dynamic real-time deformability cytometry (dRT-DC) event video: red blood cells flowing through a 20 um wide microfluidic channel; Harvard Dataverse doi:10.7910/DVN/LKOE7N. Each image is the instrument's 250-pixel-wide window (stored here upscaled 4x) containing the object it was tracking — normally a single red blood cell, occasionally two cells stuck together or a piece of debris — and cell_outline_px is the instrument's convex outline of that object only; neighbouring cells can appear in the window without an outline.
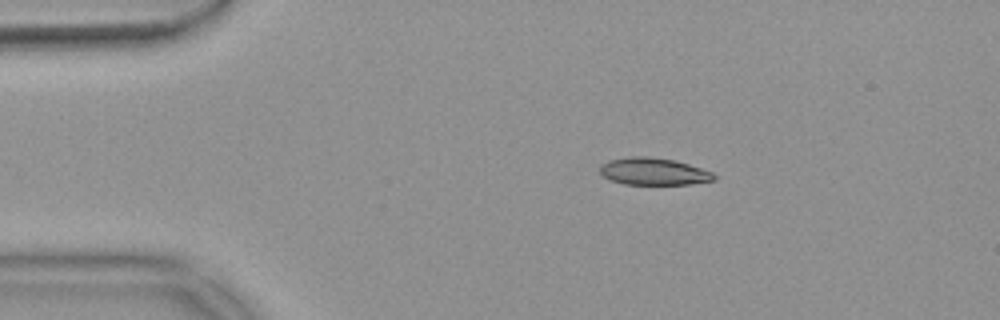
{"species": "common noctule bat (a hibernating species)", "species_latin": "Nyctalus noctula", "temperature_condition": "warm", "stored_images_in_passage": 45, "camera_frame_rate_fps": 3000, "um_per_image_px": 0.085, "animal": {"sex": "female", "body_mass_g": 18.4}, "frame": {"image": 1, "passage_image": 1, "time_ms": 0.0, "image_size_px": [1000, 320], "cell_outline_px": [[716, 180], [692, 184], [624, 184], [612, 180], [604, 176], [600, 172], [600, 164], [608, 160], [632, 156], [648, 156], [676, 160], [712, 172], [716, 176]], "centroid_in_image_um": [55.56, 14.57], "position_along_channel_um": 29.4, "area_um2": 18.09}}
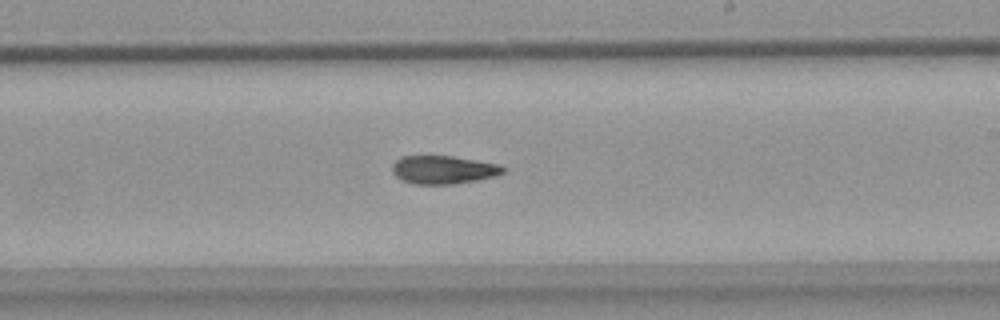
{"frame": {"image": 2, "passage_image": 23, "time_ms": 7.333, "image_size_px": [1000, 320], "cell_outline_px": [[504, 172], [496, 176], [476, 180], [452, 184], [412, 184], [400, 180], [392, 172], [392, 164], [400, 156], [452, 156], [500, 164], [504, 168]], "centroid_in_image_um": [37.65, 14.43], "position_along_channel_um": 251.3, "area_um2": 18.32}}
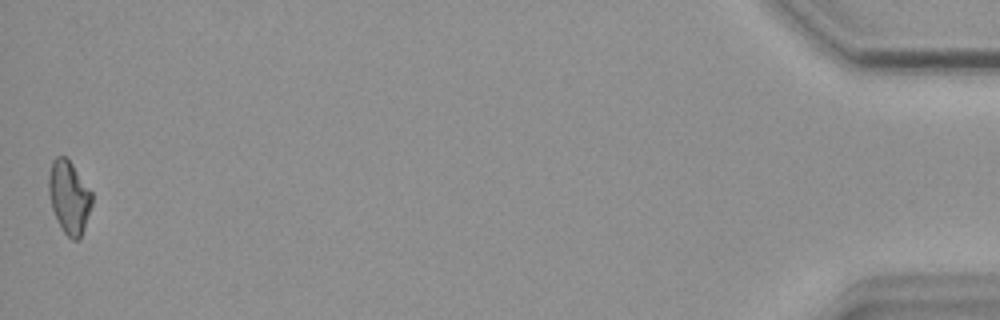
{"frame": {"image": 3, "passage_image": 45, "time_ms": 14.667, "image_size_px": [1000, 320], "cell_outline_px": [[92, 204], [80, 240], [72, 240], [64, 232], [52, 208], [48, 192], [48, 176], [52, 160], [56, 156], [64, 156], [72, 164], [92, 192]], "centroid_in_image_um": [5.87, 16.75], "position_along_channel_um": 429.3, "area_um2": 18.21}, "authors_computed_cell_mechanics": {"area_um2": 18.785, "velocity_mm_per_s": 3.7381, "shape_relaxation_time_tau1_ms": 9.4263, "shape_relaxation_time_tau2_ms": 5.4067, "deformation_change_tau1": 0.2111, "deformation_change_tau2": 0.1289}}